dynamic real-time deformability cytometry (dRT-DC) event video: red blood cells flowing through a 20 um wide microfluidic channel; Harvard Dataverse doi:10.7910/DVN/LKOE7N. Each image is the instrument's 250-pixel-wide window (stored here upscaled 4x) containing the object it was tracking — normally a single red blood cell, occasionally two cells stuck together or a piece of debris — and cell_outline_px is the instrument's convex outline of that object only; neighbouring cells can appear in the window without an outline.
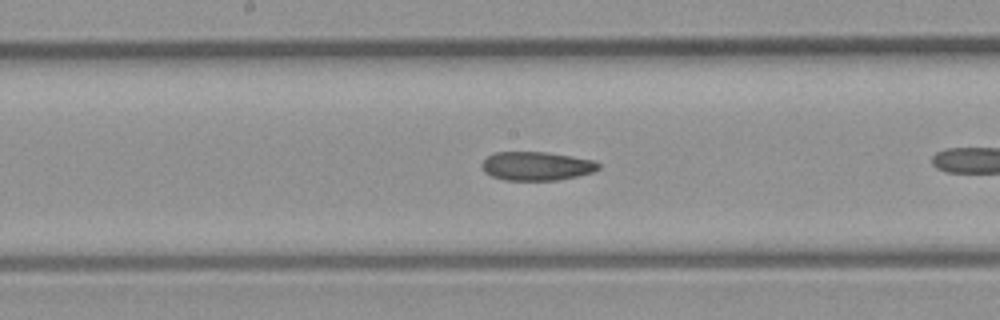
{"species": "common noctule bat (a hibernating species)", "species_latin": "Nyctalus noctula", "temperature_condition": "room temperature", "stored_images_in_passage": 12, "camera_frame_rate_fps": 3000, "um_per_image_px": 0.085, "animal": {"sex": "male", "body_mass_g": 23.1, "forearm_length_mm": 52.7}, "frame": {"image": 1, "passage_image": 9, "time_ms": 2.667, "image_size_px": [1000, 320], "cell_outline_px": [[600, 168], [592, 172], [576, 176], [556, 180], [504, 180], [492, 176], [484, 172], [480, 164], [492, 152], [548, 152], [572, 156], [592, 160], [600, 164]], "centroid_in_image_um": [45.57, 14.11], "position_along_channel_um": 202.6, "area_um2": 19.54}}